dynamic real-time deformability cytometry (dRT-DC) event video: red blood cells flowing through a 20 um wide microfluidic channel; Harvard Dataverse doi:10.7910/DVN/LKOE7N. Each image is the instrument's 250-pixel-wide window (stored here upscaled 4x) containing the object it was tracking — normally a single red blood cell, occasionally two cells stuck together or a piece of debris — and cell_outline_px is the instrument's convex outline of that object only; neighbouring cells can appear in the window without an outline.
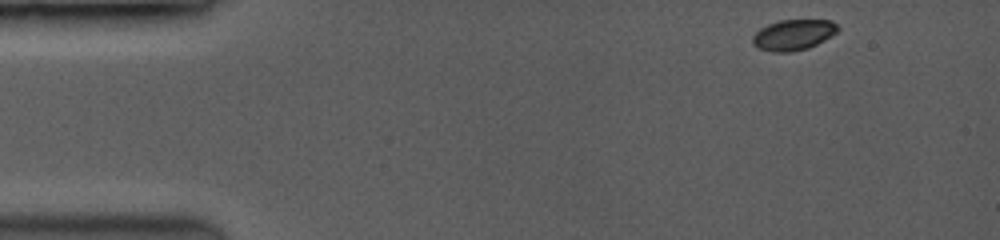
{"species": "common noctule bat (a hibernating species)", "species_latin": "Nyctalus noctula", "temperature_condition": "room temperature", "stored_images_in_passage": 29, "camera_frame_rate_fps": 3500, "um_per_image_px": 0.085, "animal": {"sex": "female", "body_mass_g": 19.0, "forearm_length_mm": 53.3}, "frame": {"image": 1, "passage_image": 1, "time_ms": 0.0, "image_size_px": [1000, 240], "cell_outline_px": [[840, 28], [836, 32], [824, 40], [808, 48], [788, 52], [776, 52], [760, 48], [752, 40], [752, 36], [760, 28], [768, 24], [780, 20], [828, 20], [836, 24]], "centroid_in_image_um": [67.44, 2.95], "position_along_channel_um": 17.6, "area_um2": 14.91}}
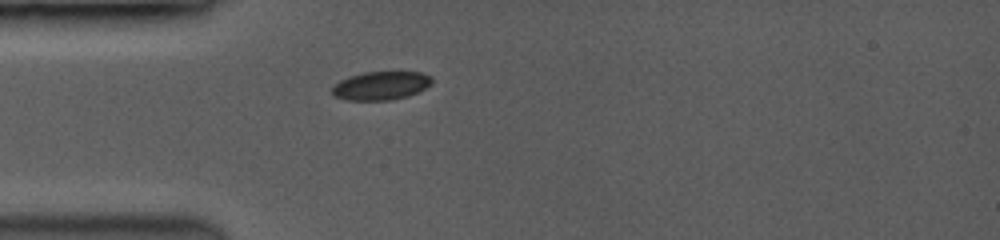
{"frame": {"image": 2, "passage_image": 13, "time_ms": 3.143, "image_size_px": [1000, 240], "cell_outline_px": [[432, 80], [424, 88], [408, 96], [388, 100], [348, 100], [336, 96], [332, 92], [332, 88], [340, 80], [364, 72], [420, 72], [428, 76]], "centroid_in_image_um": [32.35, 7.28], "position_along_channel_um": 52.7, "area_um2": 16.07}}
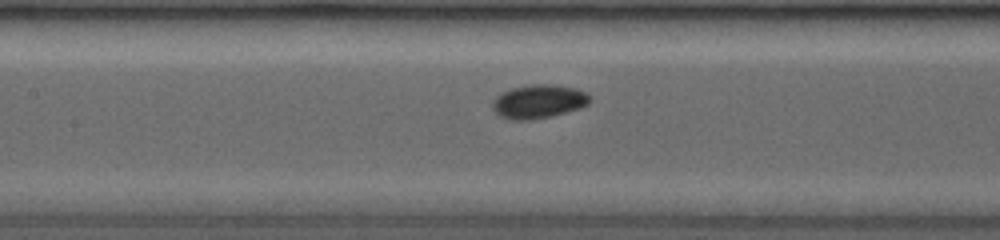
{"frame": {"image": 3, "passage_image": 26, "time_ms": 6.0, "image_size_px": [1000, 240], "cell_outline_px": [[588, 104], [564, 112], [548, 116], [528, 120], [516, 120], [500, 116], [496, 112], [492, 104], [504, 92], [512, 88], [532, 84], [556, 84], [572, 88], [584, 92], [588, 96]], "centroid_in_image_um": [45.77, 8.61], "position_along_channel_um": 161.6, "area_um2": 18.26}}